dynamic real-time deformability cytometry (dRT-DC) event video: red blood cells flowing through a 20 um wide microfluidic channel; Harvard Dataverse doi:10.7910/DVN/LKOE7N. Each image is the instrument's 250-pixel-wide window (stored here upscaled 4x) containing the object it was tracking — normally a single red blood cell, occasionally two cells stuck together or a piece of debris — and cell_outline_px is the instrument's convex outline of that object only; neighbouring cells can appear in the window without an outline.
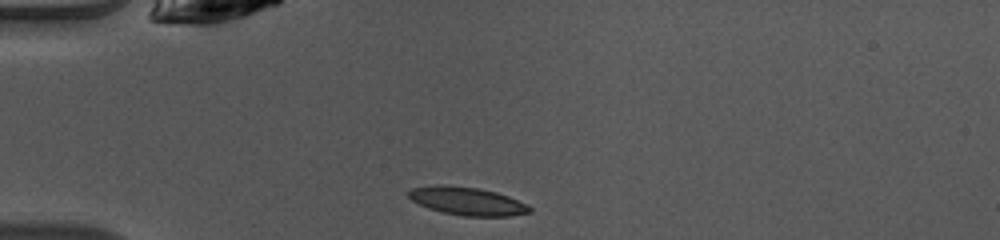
{"species": "common noctule bat (a hibernating species)", "species_latin": "Nyctalus noctula", "temperature_condition": "warm", "stored_images_in_passage": 37, "camera_frame_rate_fps": 3000, "um_per_image_px": 0.085, "animal": {"sex": "female", "body_mass_g": 10.0, "forearm_length_mm": 53.1}, "frame": {"image": 1, "passage_image": 1, "time_ms": 0.0, "image_size_px": [1000, 240], "cell_outline_px": [[532, 212], [508, 216], [464, 216], [444, 212], [428, 208], [412, 200], [408, 196], [408, 192], [412, 188], [436, 184], [444, 184], [476, 188], [496, 192], [508, 196], [528, 204], [532, 208]], "centroid_in_image_um": [39.73, 17.09], "position_along_channel_um": 45.3, "area_um2": 19.77}}
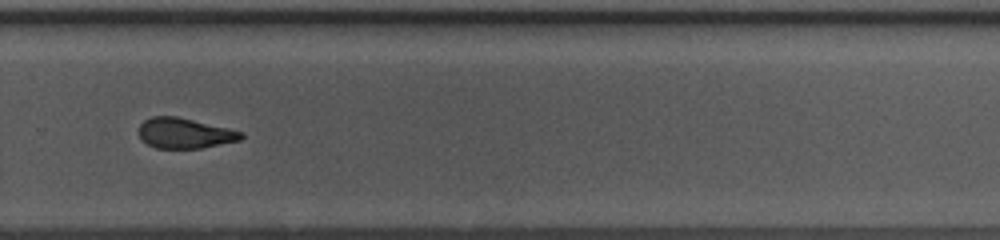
{"frame": {"image": 2, "passage_image": 22, "time_ms": 7.0, "image_size_px": [1000, 240], "cell_outline_px": [[244, 136], [240, 140], [200, 148], [156, 148], [148, 144], [140, 136], [140, 124], [144, 120], [152, 116], [176, 116], [228, 128], [244, 132]], "centroid_in_image_um": [15.71, 11.31], "position_along_channel_um": 314.1, "area_um2": 17.86}}
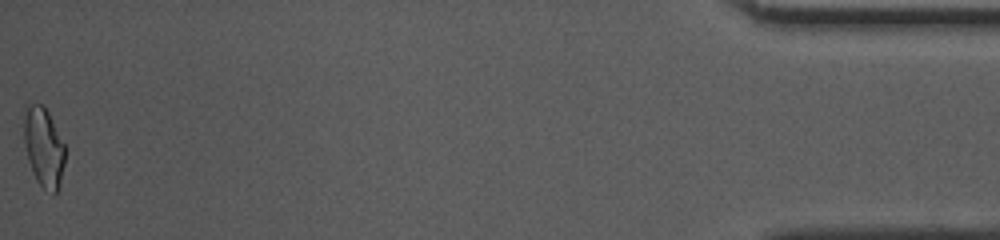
{"frame": {"image": 3, "passage_image": 37, "time_ms": 12.0, "image_size_px": [1000, 240], "cell_outline_px": [[64, 164], [60, 184], [56, 192], [52, 196], [36, 180], [32, 172], [28, 160], [24, 144], [24, 104], [40, 104], [48, 112], [64, 144]], "centroid_in_image_um": [3.69, 12.53], "position_along_channel_um": 431.5, "area_um2": 19.02}, "authors_computed_cell_mechanics": {"area_um2": 19.074, "velocity_mm_per_s": 4.1206, "shape_relaxation_time_tau1_ms": 5.5743, "shape_relaxation_time_tau2_ms": 1.4436, "deformation_change_tau1": 0.1928, "deformation_change_tau2": 0.0959}}